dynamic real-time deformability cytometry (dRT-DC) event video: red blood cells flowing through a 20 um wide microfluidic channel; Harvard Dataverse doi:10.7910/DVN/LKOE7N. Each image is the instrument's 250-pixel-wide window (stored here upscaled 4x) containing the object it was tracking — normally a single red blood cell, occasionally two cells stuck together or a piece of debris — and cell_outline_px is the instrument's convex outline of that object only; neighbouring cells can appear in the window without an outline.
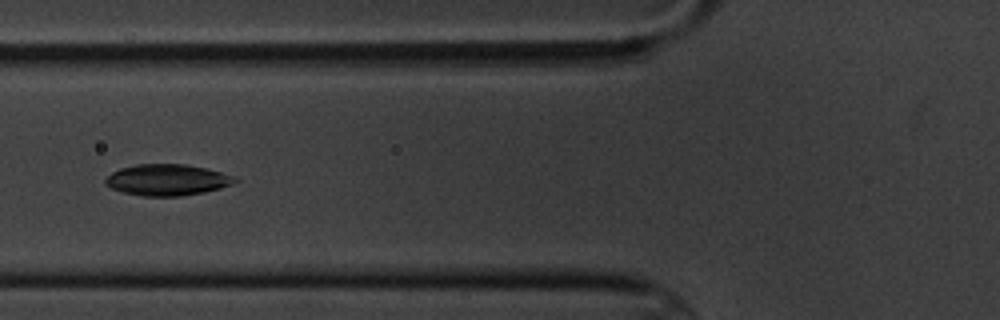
{"species": "common noctule bat (a hibernating species)", "species_latin": "Nyctalus noctula", "temperature_condition": "cold", "stored_images_in_passage": 5, "camera_frame_rate_fps": 3000, "um_per_image_px": 0.085, "animal": {"sex": "male", "body_mass_g": 20.1, "forearm_length_mm": 53.5}, "frame": {"image": 1, "passage_image": 3, "time_ms": 2.333, "image_size_px": [1000, 320], "cell_outline_px": [[240, 180], [232, 184], [220, 188], [204, 192], [180, 196], [144, 196], [124, 192], [112, 188], [104, 184], [104, 180], [112, 172], [120, 168], [136, 164], [184, 164], [204, 168], [236, 176]], "centroid_in_image_um": [14.22, 15.29], "position_along_channel_um": 111.6, "area_um2": 23.52}}
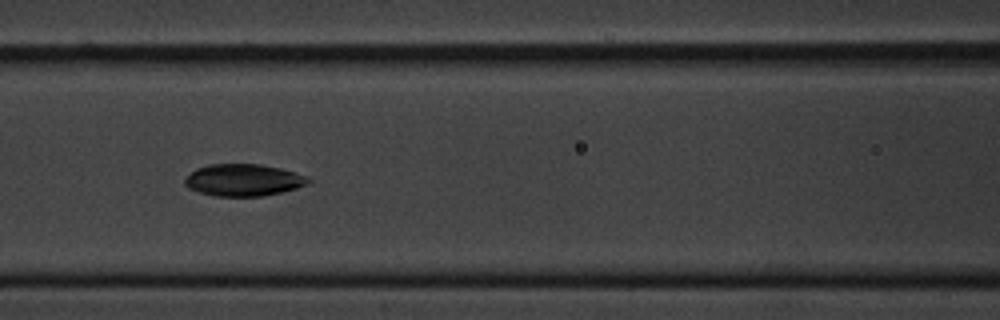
{"frame": {"image": 2, "passage_image": 4, "time_ms": 3.333, "image_size_px": [1000, 320], "cell_outline_px": [[312, 180], [308, 184], [296, 188], [264, 196], [212, 196], [188, 188], [184, 184], [184, 180], [196, 168], [208, 164], [260, 164], [280, 168], [308, 176]], "centroid_in_image_um": [20.7, 15.3], "position_along_channel_um": 145.9, "area_um2": 23.06}}
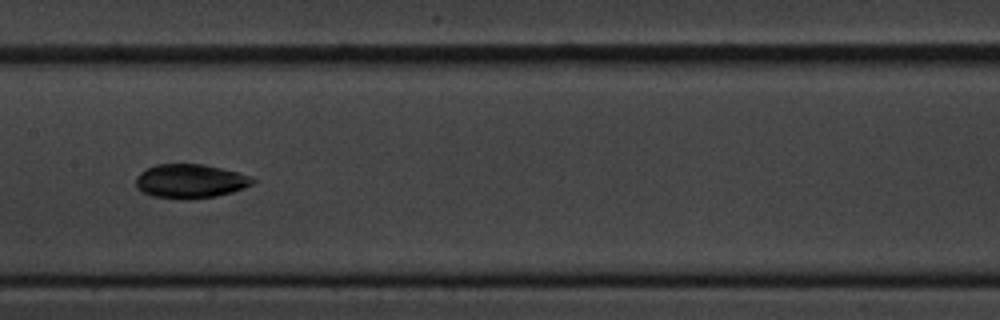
{"frame": {"image": 3, "passage_image": 5, "time_ms": 4.667, "image_size_px": [1000, 320], "cell_outline_px": [[256, 180], [252, 184], [244, 188], [232, 192], [216, 196], [188, 200], [152, 196], [136, 188], [136, 176], [140, 172], [156, 164], [204, 164], [236, 172], [248, 176]], "centroid_in_image_um": [16.14, 15.4], "position_along_channel_um": 191.3, "area_um2": 23.12}}